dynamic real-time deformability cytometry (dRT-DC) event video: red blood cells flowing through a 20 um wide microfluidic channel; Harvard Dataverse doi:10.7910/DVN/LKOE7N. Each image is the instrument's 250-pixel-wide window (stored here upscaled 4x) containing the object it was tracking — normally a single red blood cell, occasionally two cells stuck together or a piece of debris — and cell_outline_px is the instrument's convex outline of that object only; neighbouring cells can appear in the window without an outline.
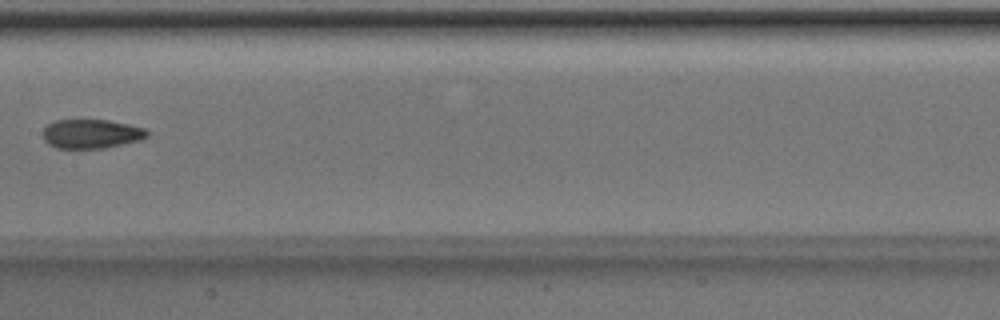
{"species": "Egyptian fruit bat (a non-hibernating species)", "species_latin": "Rousettus aegyptiacus", "temperature_condition": "room temperature", "stored_images_in_passage": 7, "camera_frame_rate_fps": 3000, "um_per_image_px": 0.085, "animal": {"sex": "male"}, "frame": {"image": 1, "passage_image": 7, "time_ms": 2.0, "image_size_px": [1000, 320], "cell_outline_px": [[148, 136], [140, 140], [100, 148], [56, 148], [48, 144], [44, 140], [40, 132], [48, 124], [56, 120], [108, 120], [128, 124], [144, 128], [148, 132]], "centroid_in_image_um": [7.7, 11.37], "position_along_channel_um": 199.7, "area_um2": 17.63}}